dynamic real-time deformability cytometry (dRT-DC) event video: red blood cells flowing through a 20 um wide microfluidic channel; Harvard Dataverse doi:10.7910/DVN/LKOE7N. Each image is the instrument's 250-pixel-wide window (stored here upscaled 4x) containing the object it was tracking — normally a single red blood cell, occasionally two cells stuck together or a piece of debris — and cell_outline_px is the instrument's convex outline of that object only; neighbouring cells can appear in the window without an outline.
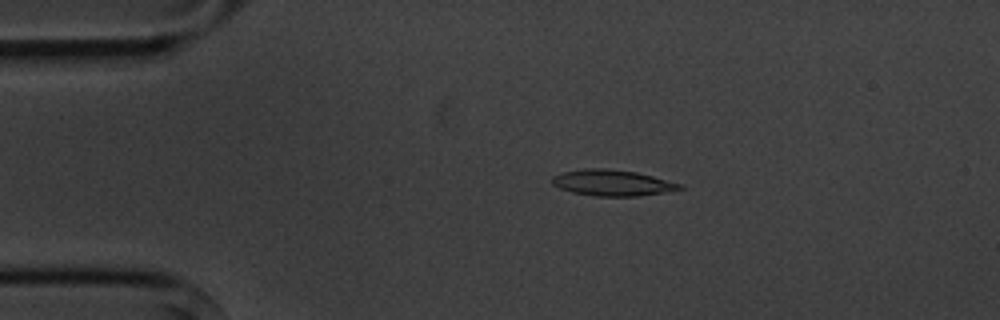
{"species": "common noctule bat (a hibernating species)", "species_latin": "Nyctalus noctula", "temperature_condition": "cold", "stored_images_in_passage": 5, "camera_frame_rate_fps": 3000, "um_per_image_px": 0.085, "animal": {"sex": "male", "body_mass_g": 20.1, "forearm_length_mm": 53.5}, "frame": {"image": 1, "passage_image": 3, "time_ms": 3.0, "image_size_px": [1000, 320], "cell_outline_px": [[684, 188], [636, 196], [596, 196], [572, 192], [560, 188], [552, 184], [552, 176], [564, 172], [584, 168], [604, 168], [636, 172], [684, 184]], "centroid_in_image_um": [52.03, 15.53], "position_along_channel_um": 33.0, "area_um2": 19.13}}
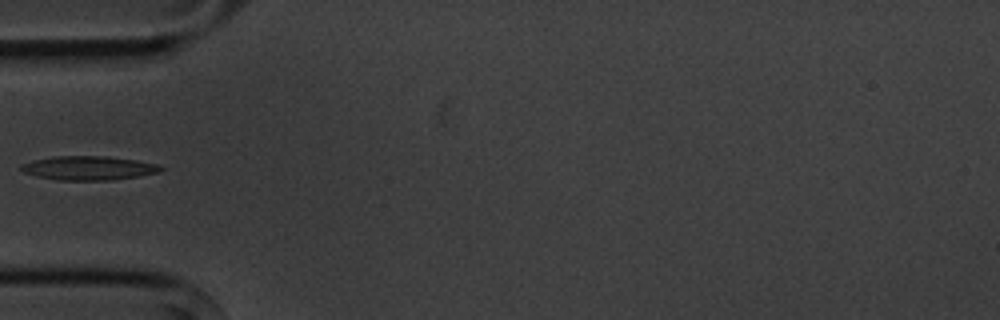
{"frame": {"image": 2, "passage_image": 5, "time_ms": 5.333, "image_size_px": [1000, 320], "cell_outline_px": [[164, 168], [160, 172], [140, 176], [112, 180], [56, 180], [36, 176], [24, 172], [20, 168], [20, 164], [32, 160], [52, 156], [108, 156], [136, 160], [156, 164]], "centroid_in_image_um": [7.51, 14.28], "position_along_channel_um": 77.5, "area_um2": 19.65}}